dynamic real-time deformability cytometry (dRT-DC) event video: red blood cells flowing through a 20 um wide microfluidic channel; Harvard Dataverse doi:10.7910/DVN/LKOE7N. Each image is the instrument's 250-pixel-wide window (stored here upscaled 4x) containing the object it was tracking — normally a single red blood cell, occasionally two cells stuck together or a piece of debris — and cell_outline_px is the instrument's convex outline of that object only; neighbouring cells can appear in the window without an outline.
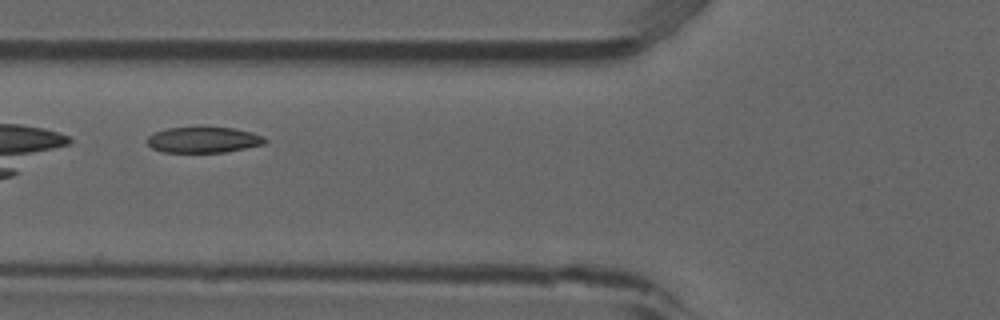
{"species": "common noctule bat (a hibernating species)", "species_latin": "Nyctalus noctula", "temperature_condition": "room temperature", "stored_images_in_passage": 5, "camera_frame_rate_fps": 3000, "um_per_image_px": 0.085, "animal": {"sex": "male", "forearm_length_mm": 52.5}, "frame": {"image": 1, "passage_image": 4, "time_ms": 1.0, "image_size_px": [1000, 320], "cell_outline_px": [[268, 140], [264, 144], [224, 152], [164, 152], [152, 148], [148, 144], [148, 136], [156, 132], [168, 128], [200, 124], [204, 124], [232, 128], [252, 132], [264, 136]], "centroid_in_image_um": [17.31, 11.83], "position_along_channel_um": 108.5, "area_um2": 18.38}}
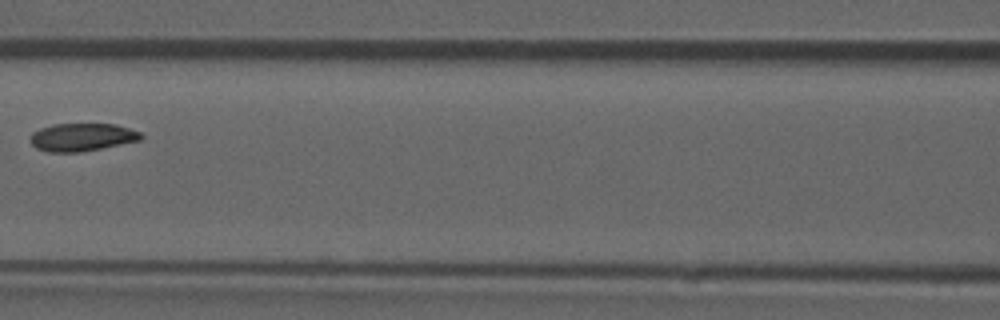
{"frame": {"image": 2, "passage_image": 5, "time_ms": 1.333, "image_size_px": [1000, 320], "cell_outline_px": [[144, 136], [140, 140], [80, 152], [48, 152], [36, 148], [32, 144], [32, 132], [40, 128], [52, 124], [116, 124], [140, 132]], "centroid_in_image_um": [6.97, 11.65], "position_along_channel_um": 159.6, "area_um2": 17.8}}